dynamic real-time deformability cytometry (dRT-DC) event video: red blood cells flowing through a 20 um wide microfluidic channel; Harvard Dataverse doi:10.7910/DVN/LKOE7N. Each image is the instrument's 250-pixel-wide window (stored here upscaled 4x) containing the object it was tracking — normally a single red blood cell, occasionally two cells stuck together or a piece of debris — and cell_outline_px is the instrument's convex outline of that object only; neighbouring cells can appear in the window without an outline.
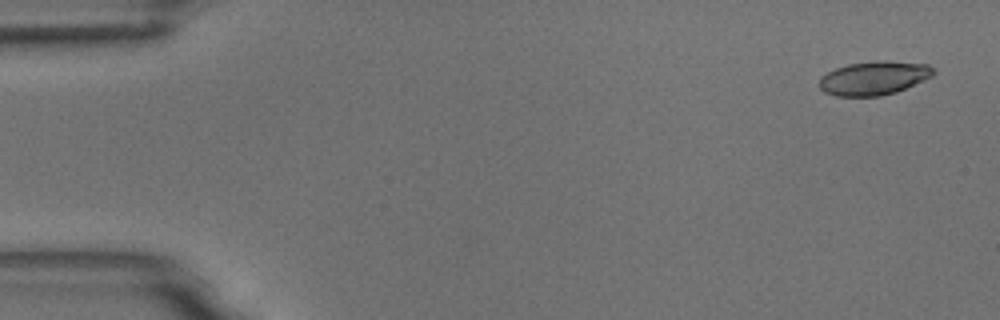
{"species": "common noctule bat (a hibernating species)", "species_latin": "Nyctalus noctula", "temperature_condition": "room temperature", "stored_images_in_passage": 4, "camera_frame_rate_fps": 3000, "um_per_image_px": 0.085, "animal": {"sex": "male", "body_mass_g": 18.8}, "frame": {"image": 1, "passage_image": 1, "time_ms": 0.0, "image_size_px": [1000, 320], "cell_outline_px": [[936, 72], [932, 76], [924, 80], [896, 92], [880, 96], [836, 96], [824, 92], [820, 88], [820, 76], [836, 68], [848, 64], [876, 60], [880, 60], [928, 64]], "centroid_in_image_um": [74.28, 6.63], "position_along_channel_um": 10.7, "area_um2": 22.43}}
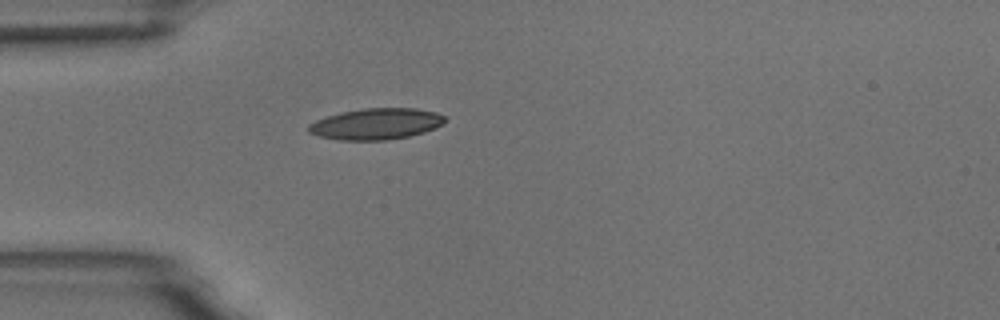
{"frame": {"image": 2, "passage_image": 4, "time_ms": 4.333, "image_size_px": [1000, 320], "cell_outline_px": [[448, 120], [436, 128], [424, 132], [408, 136], [384, 140], [340, 140], [320, 136], [308, 132], [308, 124], [316, 120], [340, 112], [364, 108], [416, 108], [436, 112], [444, 116]], "centroid_in_image_um": [31.99, 10.52], "position_along_channel_um": 53.0, "area_um2": 24.8}}